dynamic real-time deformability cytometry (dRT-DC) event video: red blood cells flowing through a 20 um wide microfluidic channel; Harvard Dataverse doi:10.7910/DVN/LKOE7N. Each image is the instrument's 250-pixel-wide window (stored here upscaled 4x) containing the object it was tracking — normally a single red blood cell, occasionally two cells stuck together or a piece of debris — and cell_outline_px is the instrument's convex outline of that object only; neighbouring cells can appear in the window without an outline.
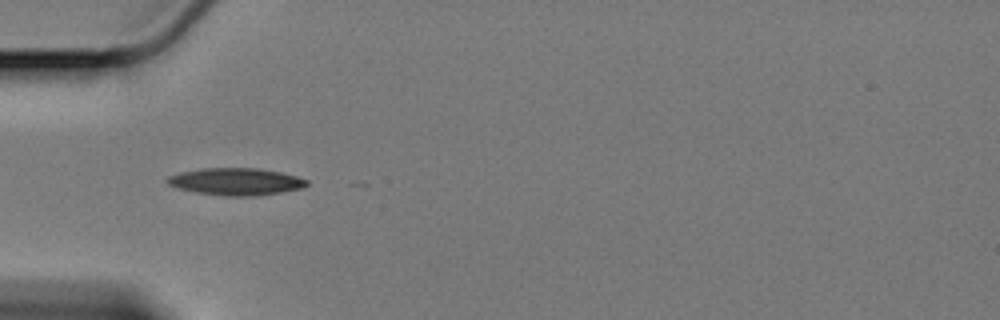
{"species": "Egyptian fruit bat (a non-hibernating species)", "species_latin": "Rousettus aegyptiacus", "temperature_condition": "cold", "stored_images_in_passage": 30, "camera_frame_rate_fps": 3000, "um_per_image_px": 0.085, "animal": {"sex": "female"}, "frame": {"image": 1, "passage_image": 5, "time_ms": 1.333, "image_size_px": [1000, 320], "cell_outline_px": [[308, 184], [304, 188], [256, 196], [224, 196], [196, 192], [180, 188], [168, 184], [164, 180], [168, 176], [180, 172], [204, 168], [256, 168], [280, 172], [296, 176], [308, 180]], "centroid_in_image_um": [20.06, 15.43], "position_along_channel_um": 64.9, "area_um2": 22.02}}
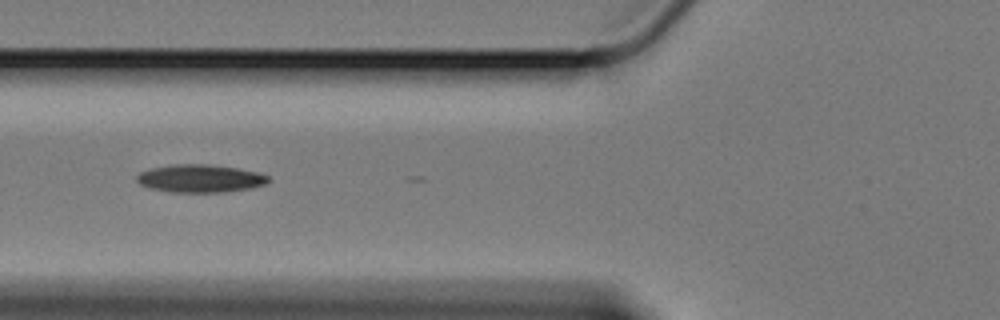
{"frame": {"image": 2, "passage_image": 9, "time_ms": 2.667, "image_size_px": [1000, 320], "cell_outline_px": [[268, 180], [264, 184], [252, 188], [224, 192], [172, 192], [152, 188], [140, 184], [136, 180], [136, 176], [140, 172], [152, 168], [176, 164], [208, 164], [236, 168], [260, 172], [268, 176]], "centroid_in_image_um": [17.02, 15.17], "position_along_channel_um": 108.8, "area_um2": 21.21}}